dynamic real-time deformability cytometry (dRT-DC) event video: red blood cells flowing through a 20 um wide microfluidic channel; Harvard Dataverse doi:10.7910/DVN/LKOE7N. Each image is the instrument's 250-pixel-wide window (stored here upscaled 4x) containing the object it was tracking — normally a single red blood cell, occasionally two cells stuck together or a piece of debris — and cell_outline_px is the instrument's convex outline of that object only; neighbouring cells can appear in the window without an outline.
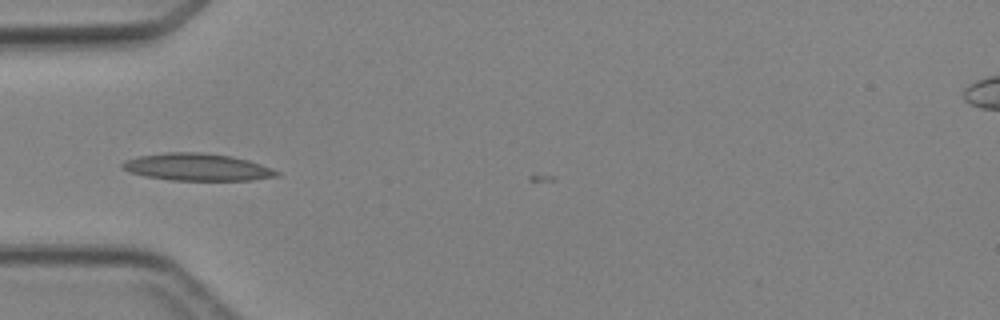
{"species": "Egyptian fruit bat (a non-hibernating species)", "species_latin": "Rousettus aegyptiacus", "temperature_condition": "cold", "stored_images_in_passage": 2, "camera_frame_rate_fps": 3000, "um_per_image_px": 0.085, "animal": {"sex": "female"}, "frame": {"image": 1, "passage_image": 1, "time_ms": 0.0, "image_size_px": [1000, 320], "cell_outline_px": [[280, 176], [252, 180], [172, 180], [144, 176], [120, 168], [120, 164], [124, 160], [140, 156], [164, 152], [200, 152], [232, 156], [248, 160], [260, 164], [280, 172]], "centroid_in_image_um": [16.75, 14.2], "position_along_channel_um": 68.3, "area_um2": 24.51}}